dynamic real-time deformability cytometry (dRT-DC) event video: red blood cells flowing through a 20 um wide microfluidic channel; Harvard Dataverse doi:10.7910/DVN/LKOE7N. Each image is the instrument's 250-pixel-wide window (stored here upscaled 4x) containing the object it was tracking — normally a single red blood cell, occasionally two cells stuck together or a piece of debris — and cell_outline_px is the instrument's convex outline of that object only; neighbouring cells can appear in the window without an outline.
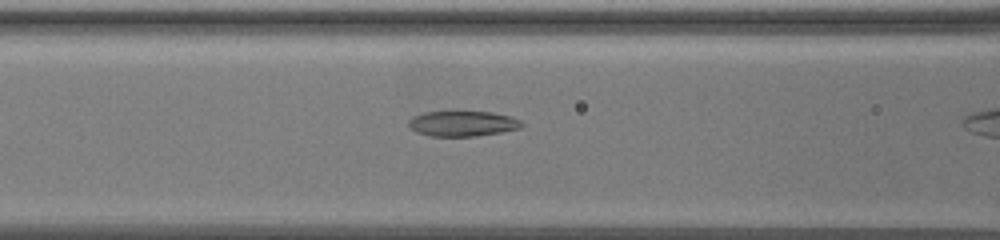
{"species": "common noctule bat (a hibernating species)", "species_latin": "Nyctalus noctula", "temperature_condition": "warm", "stored_images_in_passage": 4, "camera_frame_rate_fps": 3000, "um_per_image_px": 0.085, "animal": {"sex": "female", "body_mass_g": 19.5, "forearm_length_mm": 54.1}, "frame": {"image": 1, "passage_image": 3, "time_ms": 0.667, "image_size_px": [1000, 240], "cell_outline_px": [[524, 124], [520, 128], [500, 132], [476, 136], [428, 136], [416, 132], [408, 124], [408, 120], [412, 116], [424, 112], [492, 112], [512, 116], [520, 120]], "centroid_in_image_um": [39.32, 10.5], "position_along_channel_um": 127.3, "area_um2": 16.7}}